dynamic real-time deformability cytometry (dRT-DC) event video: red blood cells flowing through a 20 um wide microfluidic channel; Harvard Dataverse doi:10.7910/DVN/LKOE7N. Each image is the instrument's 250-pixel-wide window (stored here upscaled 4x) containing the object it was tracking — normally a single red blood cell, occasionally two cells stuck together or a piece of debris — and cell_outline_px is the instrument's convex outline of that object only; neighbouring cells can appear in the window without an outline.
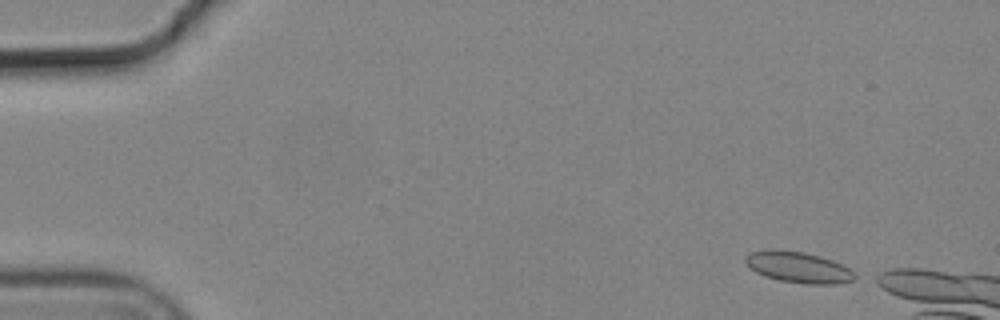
{"species": "common noctule bat (a hibernating species)", "species_latin": "Nyctalus noctula", "temperature_condition": "cold", "stored_images_in_passage": 5, "camera_frame_rate_fps": 3000, "um_per_image_px": 0.085, "animal": {"sex": "male", "body_mass_g": 19.2, "forearm_length_mm": 51.8}, "frame": {"image": 1, "passage_image": 1, "time_ms": 0.0, "image_size_px": [1000, 320], "cell_outline_px": [[860, 276], [852, 280], [836, 284], [808, 284], [780, 280], [764, 276], [756, 272], [744, 260], [744, 256], [752, 252], [764, 248], [776, 248], [804, 252], [820, 256], [832, 260], [848, 268]], "centroid_in_image_um": [67.85, 22.69], "position_along_channel_um": 17.2, "area_um2": 19.94}}